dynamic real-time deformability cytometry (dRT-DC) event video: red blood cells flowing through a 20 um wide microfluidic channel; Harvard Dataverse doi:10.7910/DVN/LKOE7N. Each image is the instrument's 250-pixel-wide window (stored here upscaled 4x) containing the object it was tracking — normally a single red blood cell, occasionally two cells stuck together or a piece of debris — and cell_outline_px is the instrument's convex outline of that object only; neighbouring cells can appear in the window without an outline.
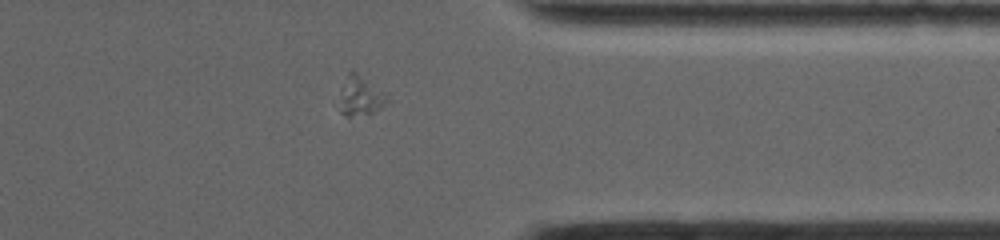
{"species": "common noctule bat (a hibernating species)", "species_latin": "Nyctalus noctula", "temperature_condition": "warm", "stored_images_in_passage": 22, "segment_of_instrument_passage": [2, 2], "camera_frame_rate_fps": 5000, "um_per_image_px": 0.085, "animal": {"sex": "female", "body_mass_g": 19.0, "forearm_length_mm": 53.3}, "frame": {"image": 1, "passage_image": 13, "time_ms": 11.0, "image_size_px": [1000, 240], "cell_outline_px": [[388, 100], [372, 112], [348, 116], [340, 112], [340, 92], [348, 72], [356, 72], [388, 96]], "centroid_in_image_um": [30.59, 8.15], "position_along_channel_um": 380.8, "area_um2": 10.29}}
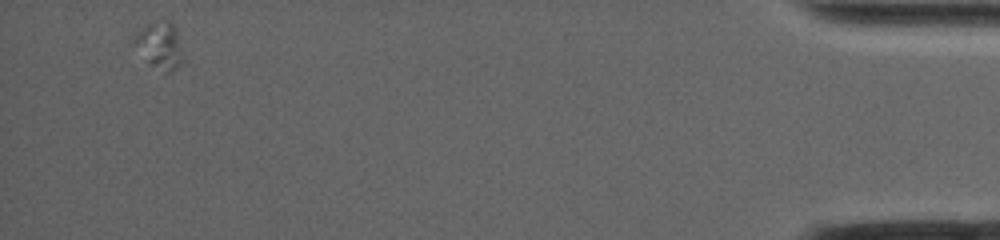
{"frame": {"image": 2, "passage_image": 22, "time_ms": 14.8, "image_size_px": [1000, 240], "cell_outline_px": [[184, 60], [180, 64], [168, 72], [164, 72], [152, 64], [132, 44], [132, 36], [144, 24], [164, 16], [172, 20], [176, 28], [184, 56]], "centroid_in_image_um": [13.58, 3.73], "position_along_channel_um": 421.6, "area_um2": 13.81}}